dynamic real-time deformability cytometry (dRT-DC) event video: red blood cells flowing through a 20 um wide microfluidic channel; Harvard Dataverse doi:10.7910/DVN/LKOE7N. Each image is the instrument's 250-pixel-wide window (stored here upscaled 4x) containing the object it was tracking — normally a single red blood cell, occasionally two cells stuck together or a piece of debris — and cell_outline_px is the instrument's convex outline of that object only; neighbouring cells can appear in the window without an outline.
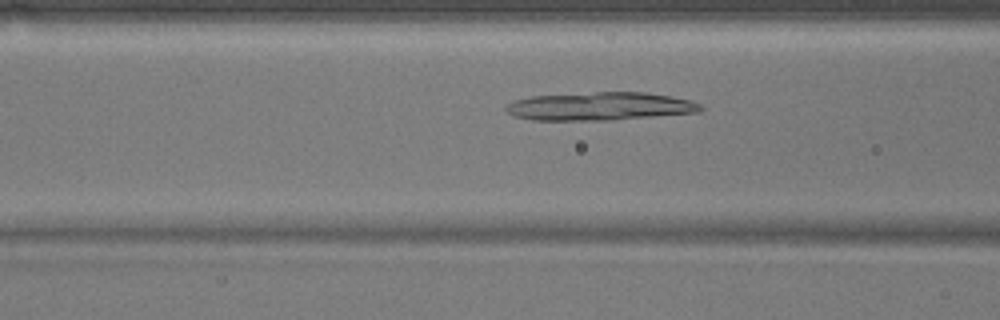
{"species": "common noctule bat (a hibernating species)", "species_latin": "Nyctalus noctula", "temperature_condition": "warm", "stored_images_in_passage": 50, "camera_frame_rate_fps": 3000, "um_per_image_px": 0.085, "animal": {"sex": "male", "body_mass_g": 17.9}, "frame": {"image": 1, "passage_image": 18, "time_ms": 5.667, "image_size_px": [1000, 320], "cell_outline_px": [[704, 108], [700, 112], [612, 120], [532, 120], [512, 116], [504, 108], [512, 100], [532, 96], [596, 92], [644, 92], [672, 96], [692, 100], [700, 104]], "centroid_in_image_um": [51.0, 9.04], "position_along_channel_um": 115.6, "area_um2": 32.14}}
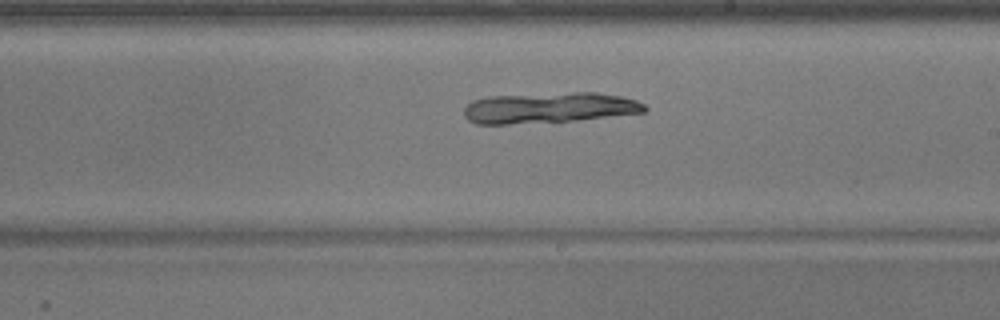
{"frame": {"image": 2, "passage_image": 28, "time_ms": 9.0, "image_size_px": [1000, 320], "cell_outline_px": [[648, 108], [644, 112], [576, 120], [508, 124], [476, 124], [468, 120], [464, 116], [464, 108], [472, 100], [488, 96], [572, 92], [596, 92], [620, 96], [636, 100], [644, 104]], "centroid_in_image_um": [46.64, 9.15], "position_along_channel_um": 242.4, "area_um2": 32.31}}
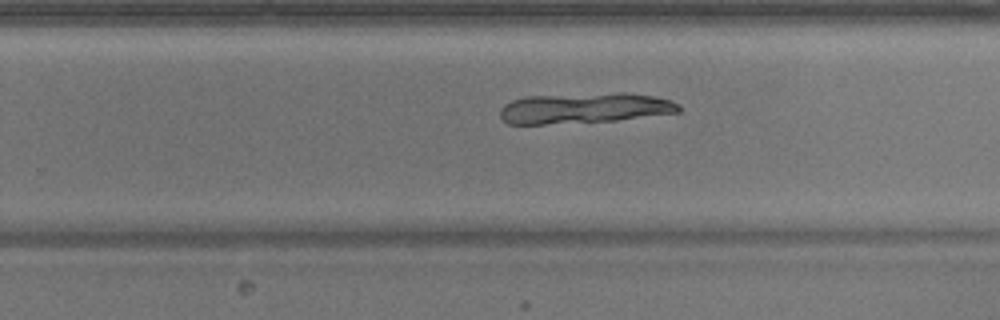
{"frame": {"image": 3, "passage_image": 31, "time_ms": 10.0, "image_size_px": [1000, 320], "cell_outline_px": [[680, 112], [616, 120], [544, 124], [508, 124], [500, 116], [500, 108], [504, 104], [512, 100], [528, 96], [616, 92], [628, 92], [656, 96], [672, 100], [680, 104]], "centroid_in_image_um": [49.71, 9.17], "position_along_channel_um": 280.1, "area_um2": 32.02}}